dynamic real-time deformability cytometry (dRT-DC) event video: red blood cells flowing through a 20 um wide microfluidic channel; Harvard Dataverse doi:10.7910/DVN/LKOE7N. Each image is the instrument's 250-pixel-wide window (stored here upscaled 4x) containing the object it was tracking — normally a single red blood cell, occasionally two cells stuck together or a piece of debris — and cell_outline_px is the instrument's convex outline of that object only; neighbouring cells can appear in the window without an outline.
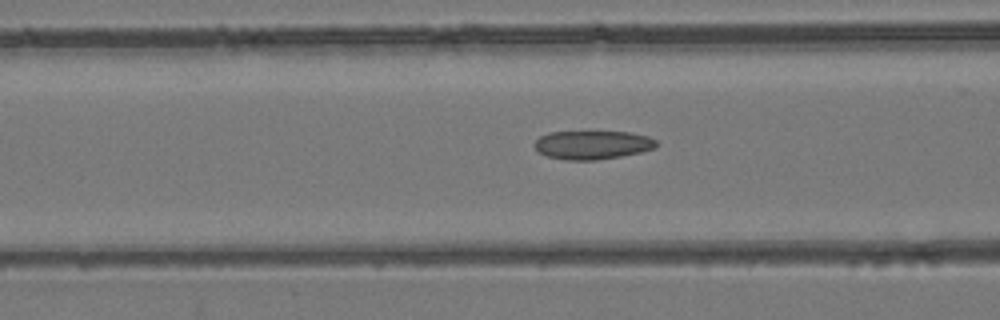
{"species": "common noctule bat (a hibernating species)", "species_latin": "Nyctalus noctula", "temperature_condition": "room temperature", "stored_images_in_passage": 42, "camera_frame_rate_fps": 3000, "um_per_image_px": 0.085, "animal": {"sex": "female", "body_mass_g": 24.6, "forearm_length_mm": 56.2}, "frame": {"image": 1, "passage_image": 13, "time_ms": 4.0, "image_size_px": [1000, 320], "cell_outline_px": [[656, 148], [640, 152], [620, 156], [596, 160], [564, 160], [548, 156], [536, 152], [532, 144], [540, 136], [548, 132], [628, 132], [648, 136], [656, 140]], "centroid_in_image_um": [50.3, 12.32], "position_along_channel_um": 116.3, "area_um2": 20.4}}
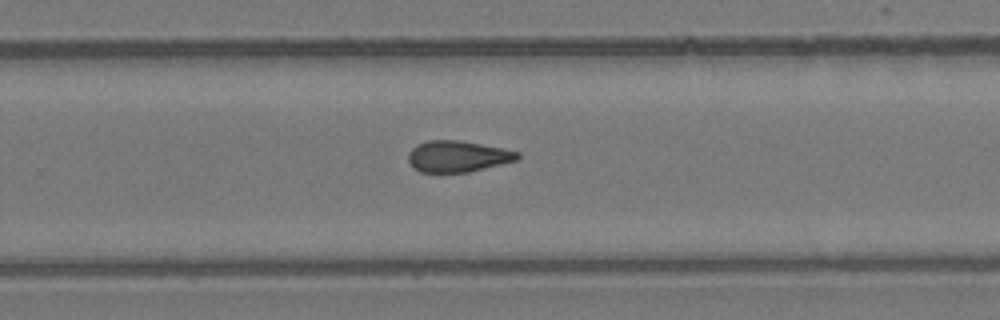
{"frame": {"image": 2, "passage_image": 25, "time_ms": 8.0, "image_size_px": [1000, 320], "cell_outline_px": [[520, 156], [516, 160], [468, 172], [420, 172], [408, 160], [408, 152], [416, 144], [428, 140], [456, 140], [504, 148], [520, 152]], "centroid_in_image_um": [38.89, 13.28], "position_along_channel_um": 290.9, "area_um2": 19.71}}
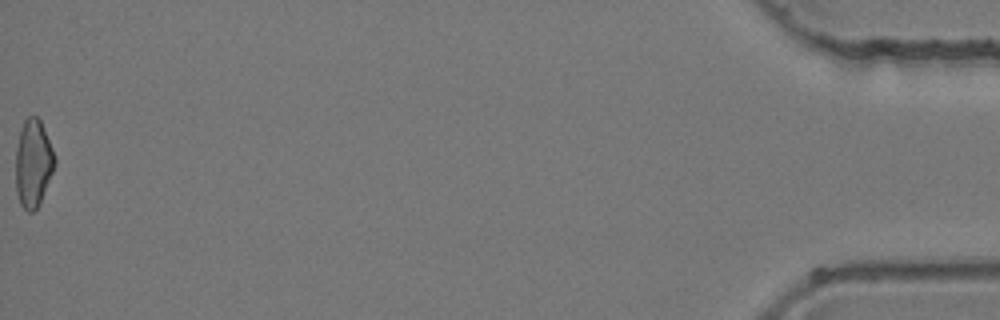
{"frame": {"image": 3, "passage_image": 42, "time_ms": 13.667, "image_size_px": [1000, 320], "cell_outline_px": [[56, 164], [40, 204], [32, 212], [28, 212], [20, 204], [16, 192], [16, 148], [20, 128], [24, 120], [28, 116], [36, 116], [40, 120], [52, 148], [56, 160]], "centroid_in_image_um": [2.82, 13.89], "position_along_channel_um": 432.4, "area_um2": 20.0}}